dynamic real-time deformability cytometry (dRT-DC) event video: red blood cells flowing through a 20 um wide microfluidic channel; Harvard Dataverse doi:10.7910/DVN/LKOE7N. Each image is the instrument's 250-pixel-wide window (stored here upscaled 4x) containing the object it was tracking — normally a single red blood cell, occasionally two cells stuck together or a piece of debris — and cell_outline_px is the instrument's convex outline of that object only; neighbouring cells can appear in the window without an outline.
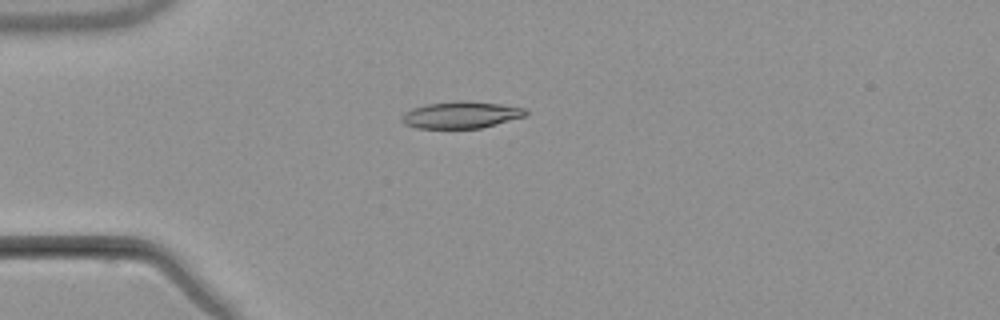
{"species": "common noctule bat (a hibernating species)", "species_latin": "Nyctalus noctula", "temperature_condition": "warm", "stored_images_in_passage": 4, "camera_frame_rate_fps": 3000, "um_per_image_px": 0.085, "animal": {"sex": "male", "body_mass_g": 21.5, "forearm_length_mm": 52.0}, "frame": {"image": 1, "passage_image": 2, "time_ms": 1.333, "image_size_px": [1000, 320], "cell_outline_px": [[528, 116], [480, 128], [416, 128], [404, 124], [400, 120], [400, 116], [404, 112], [412, 108], [428, 104], [456, 100], [460, 100], [500, 104], [524, 108], [528, 112]], "centroid_in_image_um": [39.17, 9.76], "position_along_channel_um": 45.8, "area_um2": 19.48}}
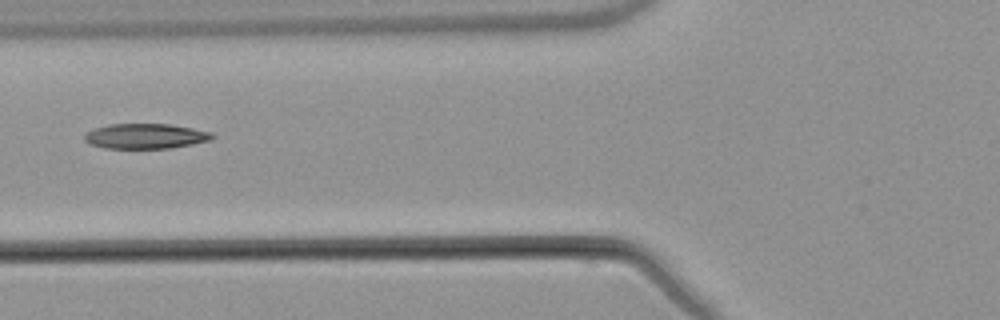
{"frame": {"image": 2, "passage_image": 4, "time_ms": 3.667, "image_size_px": [1000, 320], "cell_outline_px": [[216, 136], [212, 140], [172, 148], [104, 148], [88, 144], [84, 140], [84, 136], [92, 128], [108, 124], [172, 124], [212, 132]], "centroid_in_image_um": [12.37, 11.57], "position_along_channel_um": 113.4, "area_um2": 18.9}}